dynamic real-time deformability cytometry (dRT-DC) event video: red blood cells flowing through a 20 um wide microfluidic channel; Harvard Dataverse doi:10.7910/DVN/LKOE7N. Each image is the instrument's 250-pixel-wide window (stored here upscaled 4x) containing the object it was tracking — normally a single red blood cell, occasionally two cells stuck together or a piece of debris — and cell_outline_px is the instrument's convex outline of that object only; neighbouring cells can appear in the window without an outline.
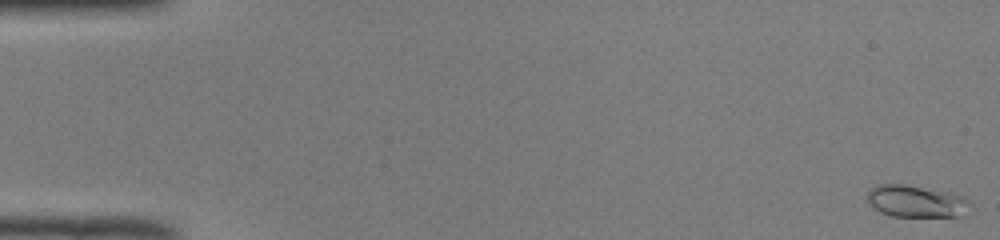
{"species": "common noctule bat (a hibernating species)", "species_latin": "Nyctalus noctula", "temperature_condition": "room temperature", "stored_images_in_passage": 51, "camera_frame_rate_fps": 3000, "um_per_image_px": 0.085, "animal": {"sex": "male", "body_mass_g": 19.0, "forearm_length_mm": 50.8}, "frame": {"image": 1, "passage_image": 1, "time_ms": 0.0, "image_size_px": [1000, 240], "cell_outline_px": [[972, 204], [968, 216], [892, 216], [880, 212], [868, 200], [868, 192], [876, 184], [908, 184], [948, 192], [964, 196]], "centroid_in_image_um": [77.96, 17.11], "position_along_channel_um": 7.0, "area_um2": 19.36}}
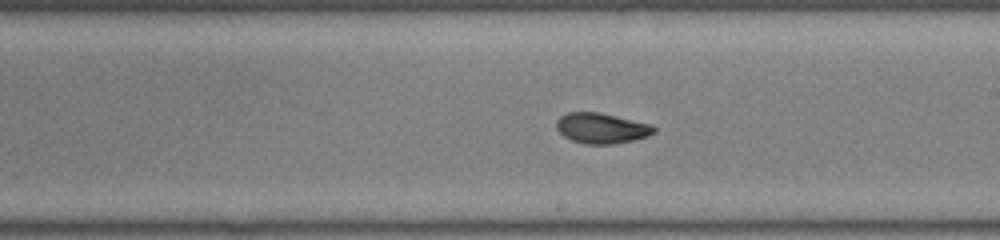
{"frame": {"image": 2, "passage_image": 30, "time_ms": 9.667, "image_size_px": [1000, 240], "cell_outline_px": [[656, 132], [648, 136], [632, 140], [612, 144], [584, 144], [572, 140], [564, 136], [556, 128], [556, 120], [560, 116], [568, 112], [600, 112], [652, 124], [656, 128]], "centroid_in_image_um": [51.14, 10.89], "position_along_channel_um": 237.9, "area_um2": 17.4}}
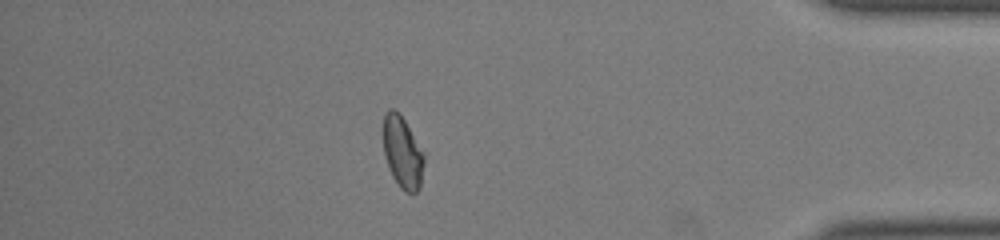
{"frame": {"image": 3, "passage_image": 45, "time_ms": 14.667, "image_size_px": [1000, 240], "cell_outline_px": [[424, 164], [420, 188], [416, 192], [404, 192], [400, 188], [392, 176], [384, 156], [384, 112], [388, 108], [392, 108], [400, 112], [424, 152]], "centroid_in_image_um": [34.22, 12.93], "position_along_channel_um": 401.0, "area_um2": 17.28}, "authors_computed_cell_mechanics": {"area_um2": 17.2244, "velocity_mm_per_s": 3.9954, "shape_relaxation_time_tau1_ms": 6.2988, "shape_relaxation_time_tau2_ms": 1.6931, "deformation_change_tau1": 0.1355, "deformation_change_tau2": 0.0569}}